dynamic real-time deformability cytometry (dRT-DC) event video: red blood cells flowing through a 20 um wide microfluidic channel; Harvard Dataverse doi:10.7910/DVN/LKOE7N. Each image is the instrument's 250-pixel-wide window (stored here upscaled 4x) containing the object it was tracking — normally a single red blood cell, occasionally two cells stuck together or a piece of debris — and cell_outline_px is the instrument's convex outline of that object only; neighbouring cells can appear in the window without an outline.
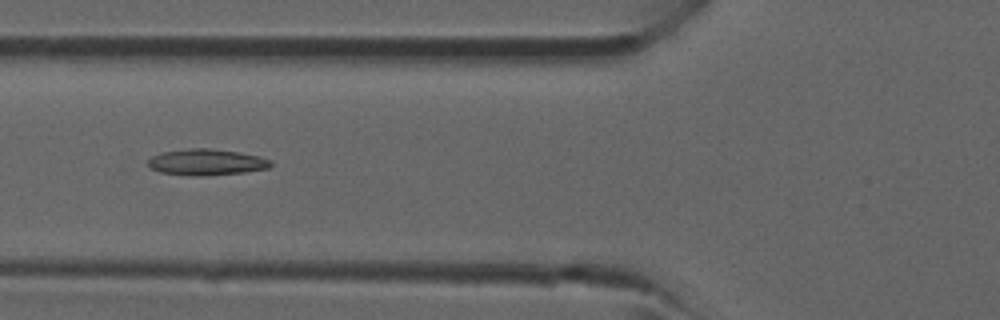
{"species": "common noctule bat (a hibernating species)", "species_latin": "Nyctalus noctula", "temperature_condition": "room temperature", "stored_images_in_passage": 6, "camera_frame_rate_fps": 3000, "um_per_image_px": 0.085, "animal": {"sex": "male", "forearm_length_mm": 52.5}, "frame": {"image": 1, "passage_image": 5, "time_ms": 4.667, "image_size_px": [1000, 320], "cell_outline_px": [[272, 164], [268, 168], [244, 172], [200, 176], [160, 172], [152, 168], [148, 164], [148, 160], [152, 156], [160, 152], [188, 148], [208, 148], [240, 152], [260, 156], [272, 160]], "centroid_in_image_um": [17.57, 13.76], "position_along_channel_um": 108.2, "area_um2": 18.67}}
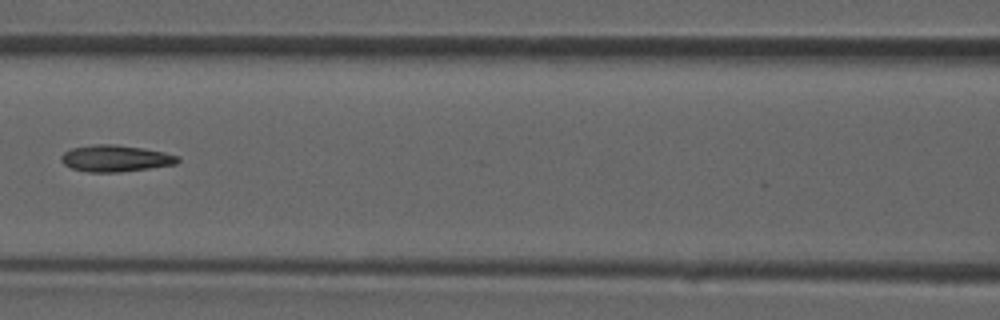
{"frame": {"image": 2, "passage_image": 6, "time_ms": 5.667, "image_size_px": [1000, 320], "cell_outline_px": [[180, 160], [176, 164], [120, 172], [88, 172], [72, 168], [64, 164], [60, 160], [60, 156], [64, 152], [72, 148], [96, 144], [112, 144], [144, 148], [164, 152], [180, 156]], "centroid_in_image_um": [9.82, 13.46], "position_along_channel_um": 156.8, "area_um2": 18.03}}